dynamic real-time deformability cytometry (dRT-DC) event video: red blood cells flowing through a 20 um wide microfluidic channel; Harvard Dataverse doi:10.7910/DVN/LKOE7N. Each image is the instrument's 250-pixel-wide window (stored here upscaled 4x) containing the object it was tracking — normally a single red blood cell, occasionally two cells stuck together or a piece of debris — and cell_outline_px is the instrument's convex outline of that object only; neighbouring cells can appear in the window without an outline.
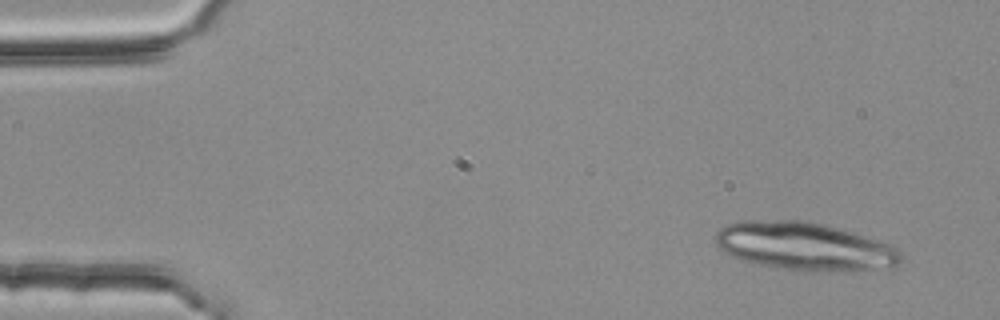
{"species": "common noctule bat (a hibernating species)", "species_latin": "Nyctalus noctula", "temperature_condition": "room temperature", "stored_images_in_passage": 5, "segment_of_instrument_passage": [1, 2], "camera_frame_rate_fps": 3000, "um_per_image_px": 0.085, "animal": {"sex": "female", "body_mass_g": 25.1}, "frame": {"image": 1, "passage_image": 1, "time_ms": 0.0, "image_size_px": [1000, 320], "cell_outline_px": [[904, 260], [900, 264], [872, 268], [780, 268], [760, 264], [744, 260], [732, 256], [724, 252], [716, 244], [716, 232], [724, 224], [740, 220], [800, 220], [820, 224], [836, 228], [876, 240], [896, 248], [900, 252]], "centroid_in_image_um": [68.25, 20.87], "position_along_channel_um": 16.7, "area_um2": 49.71}}